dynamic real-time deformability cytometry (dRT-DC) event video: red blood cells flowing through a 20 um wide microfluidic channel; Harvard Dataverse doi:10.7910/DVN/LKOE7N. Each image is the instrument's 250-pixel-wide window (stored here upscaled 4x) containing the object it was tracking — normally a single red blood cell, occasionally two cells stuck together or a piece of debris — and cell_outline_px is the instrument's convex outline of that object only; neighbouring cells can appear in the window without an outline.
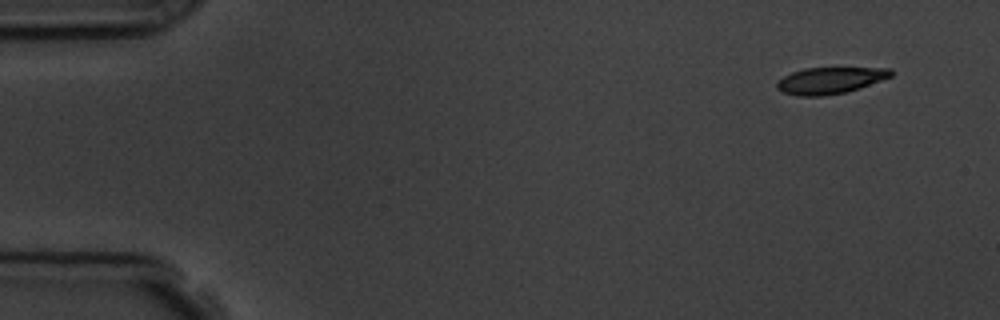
{"species": "common noctule bat (a hibernating species)", "species_latin": "Nyctalus noctula", "temperature_condition": "room temperature", "stored_images_in_passage": 9, "camera_frame_rate_fps": 3000, "um_per_image_px": 0.085, "animal": {"sex": "male", "body_mass_g": 19.5, "forearm_length_mm": 54.6}, "frame": {"image": 1, "passage_image": 1, "time_ms": 0.0, "image_size_px": [1000, 320], "cell_outline_px": [[892, 76], [860, 88], [848, 92], [824, 96], [796, 96], [784, 92], [776, 88], [776, 80], [792, 72], [804, 68], [892, 68]], "centroid_in_image_um": [70.53, 6.84], "position_along_channel_um": 14.5, "area_um2": 17.74}}
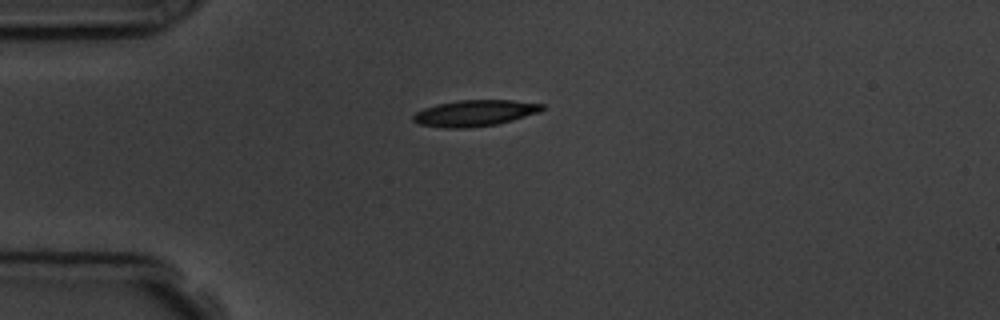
{"frame": {"image": 2, "passage_image": 4, "time_ms": 3.333, "image_size_px": [1000, 320], "cell_outline_px": [[544, 108], [540, 112], [512, 120], [496, 124], [468, 128], [444, 128], [416, 124], [412, 120], [412, 116], [416, 112], [424, 108], [436, 104], [460, 100], [512, 100], [544, 104]], "centroid_in_image_um": [40.32, 9.62], "position_along_channel_um": 44.7, "area_um2": 19.77}}
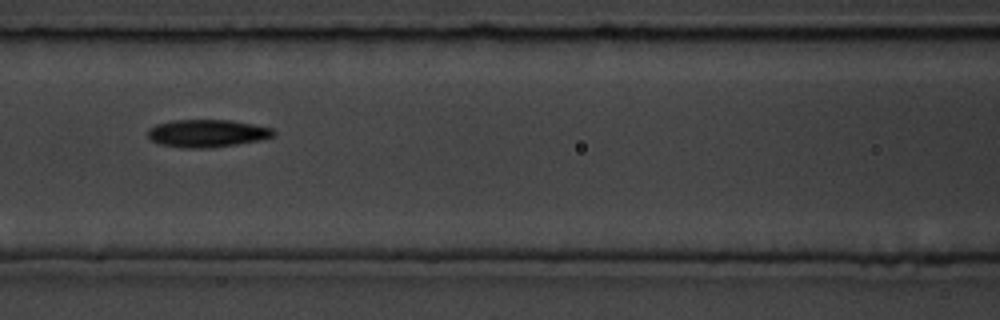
{"frame": {"image": 3, "passage_image": 7, "time_ms": 6.667, "image_size_px": [1000, 320], "cell_outline_px": [[276, 132], [272, 136], [260, 140], [236, 144], [208, 148], [180, 148], [160, 144], [152, 140], [148, 136], [148, 128], [156, 124], [172, 120], [232, 120], [272, 128]], "centroid_in_image_um": [17.58, 11.33], "position_along_channel_um": 149.0, "area_um2": 20.23}}